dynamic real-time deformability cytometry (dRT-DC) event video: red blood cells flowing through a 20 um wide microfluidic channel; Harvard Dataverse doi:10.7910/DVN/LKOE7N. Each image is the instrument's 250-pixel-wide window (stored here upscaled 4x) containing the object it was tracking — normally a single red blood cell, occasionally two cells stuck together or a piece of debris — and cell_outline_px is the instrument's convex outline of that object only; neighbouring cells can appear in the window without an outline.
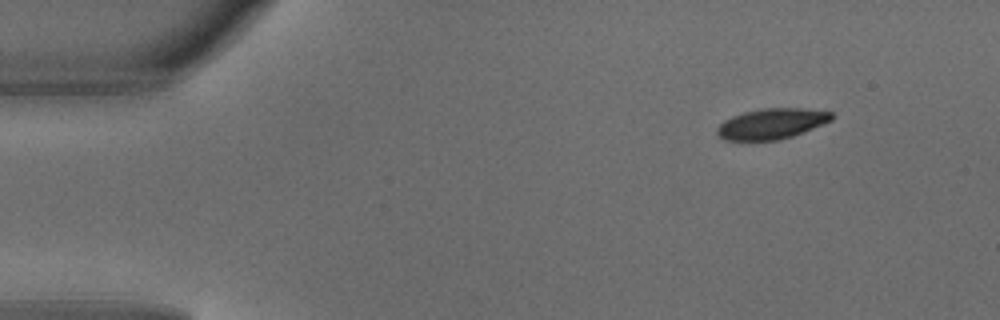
{"species": "common noctule bat (a hibernating species)", "species_latin": "Nyctalus noctula", "temperature_condition": "warm", "stored_images_in_passage": 6, "segment_of_instrument_passage": [2, 2], "camera_frame_rate_fps": 3000, "um_per_image_px": 0.085, "animal": {"sex": "male", "body_mass_g": 18.8}, "frame": {"image": 1, "passage_image": 6, "time_ms": 1.667, "image_size_px": [1000, 320], "cell_outline_px": [[832, 120], [792, 136], [776, 140], [724, 140], [716, 132], [716, 128], [724, 120], [732, 116], [744, 112], [764, 108], [800, 108], [832, 112]], "centroid_in_image_um": [65.55, 10.51], "position_along_channel_um": 19.4, "area_um2": 20.11}}